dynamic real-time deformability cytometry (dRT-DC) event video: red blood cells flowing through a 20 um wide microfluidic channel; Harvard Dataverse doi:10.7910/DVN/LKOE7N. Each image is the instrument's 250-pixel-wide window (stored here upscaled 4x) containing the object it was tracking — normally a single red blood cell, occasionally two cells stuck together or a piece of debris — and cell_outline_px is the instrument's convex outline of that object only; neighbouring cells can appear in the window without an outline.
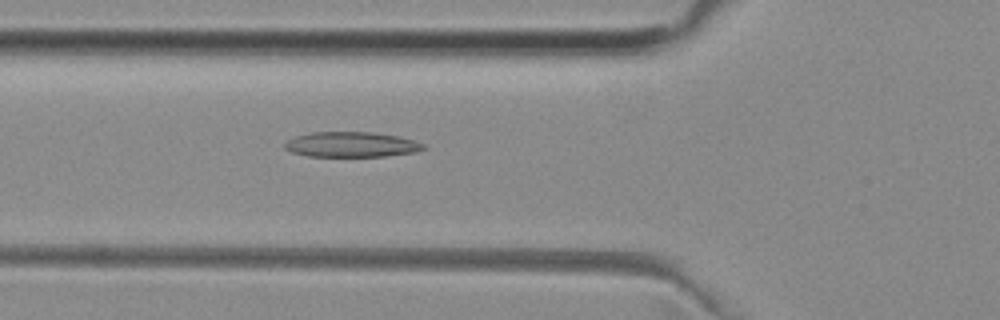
{"species": "common noctule bat (a hibernating species)", "species_latin": "Nyctalus noctula", "temperature_condition": "room temperature", "stored_images_in_passage": 33, "camera_frame_rate_fps": 3000, "um_per_image_px": 0.085, "animal": {"sex": "female", "body_mass_g": 29.2, "forearm_length_mm": 56.3}, "frame": {"image": 1, "passage_image": 6, "time_ms": 1.667, "image_size_px": [1000, 320], "cell_outline_px": [[428, 148], [416, 152], [388, 156], [308, 156], [292, 152], [284, 148], [284, 144], [288, 140], [296, 136], [308, 132], [372, 132], [400, 136], [424, 144]], "centroid_in_image_um": [29.89, 12.28], "position_along_channel_um": 95.9, "area_um2": 20.46}}
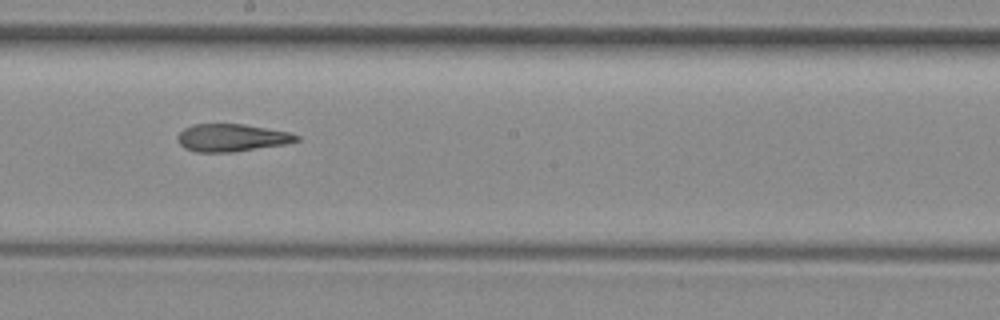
{"frame": {"image": 2, "passage_image": 16, "time_ms": 5.0, "image_size_px": [1000, 320], "cell_outline_px": [[300, 140], [284, 144], [232, 152], [196, 152], [184, 148], [176, 140], [176, 136], [184, 128], [192, 124], [244, 124], [288, 132], [300, 136]], "centroid_in_image_um": [19.65, 11.7], "position_along_channel_um": 228.6, "area_um2": 19.07}}
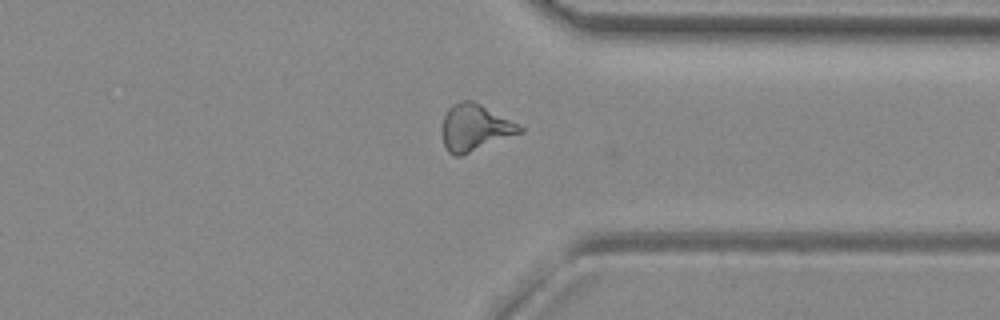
{"frame": {"image": 3, "passage_image": 27, "time_ms": 8.667, "image_size_px": [1000, 320], "cell_outline_px": [[524, 132], [460, 156], [456, 156], [448, 152], [444, 144], [440, 128], [444, 116], [448, 108], [452, 104], [460, 100], [472, 100], [480, 104], [524, 128]], "centroid_in_image_um": [40.32, 10.85], "position_along_channel_um": 371.1, "area_um2": 21.04}, "authors_computed_cell_mechanics": {"area_um2": 19.941, "velocity_mm_per_s": 3.9618, "shape_relaxation_time_tau1_ms": null, "shape_relaxation_time_tau2_ms": 2.1475, "deformation_change_tau1": null, "deformation_change_tau2": 0.1144}}